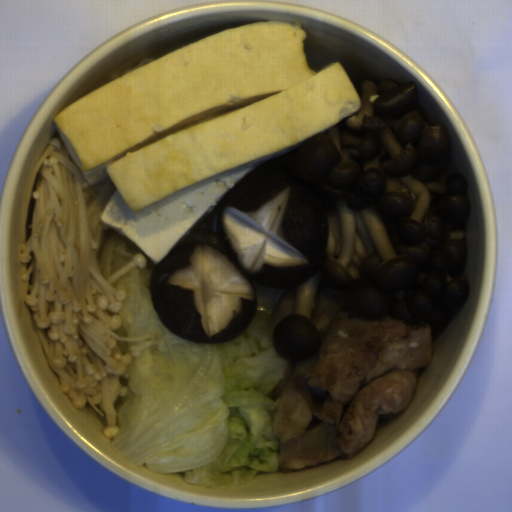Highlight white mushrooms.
Returning a JSON list of instances; mask_svg holds the SVG:
<instances>
[{
    "label": "white mushrooms",
    "instance_id": "white-mushrooms-1",
    "mask_svg": "<svg viewBox=\"0 0 512 512\" xmlns=\"http://www.w3.org/2000/svg\"><path fill=\"white\" fill-rule=\"evenodd\" d=\"M361 106L325 132L265 162L312 177L327 196L328 242L317 271L271 341L290 361L320 350L310 319L320 295L357 318L425 322L438 337L465 306V176L451 169V136L428 126L416 83L365 80Z\"/></svg>",
    "mask_w": 512,
    "mask_h": 512
}]
</instances>
